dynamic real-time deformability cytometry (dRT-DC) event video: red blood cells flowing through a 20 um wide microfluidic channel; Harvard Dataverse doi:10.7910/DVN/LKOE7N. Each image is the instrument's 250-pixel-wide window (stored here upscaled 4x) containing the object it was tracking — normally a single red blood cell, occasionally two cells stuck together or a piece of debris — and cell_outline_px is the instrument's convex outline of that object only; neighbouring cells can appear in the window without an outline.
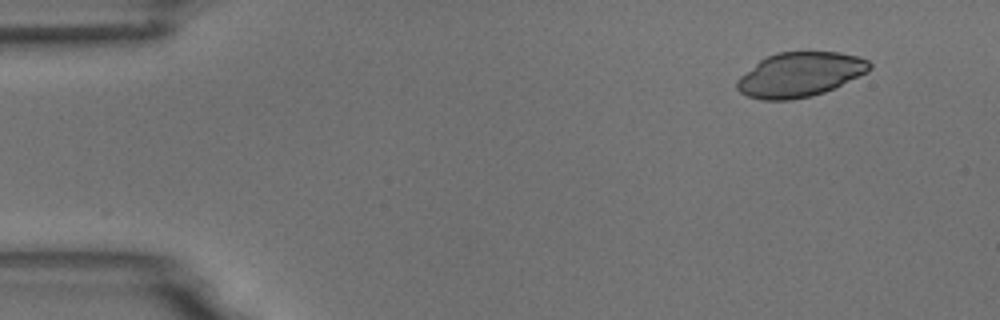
{"species": "common noctule bat (a hibernating species)", "species_latin": "Nyctalus noctula", "temperature_condition": "room temperature", "stored_images_in_passage": 2, "camera_frame_rate_fps": 3000, "um_per_image_px": 0.085, "animal": {"sex": "male", "body_mass_g": 18.8}, "frame": {"image": 1, "passage_image": 2, "time_ms": 1.333, "image_size_px": [1000, 320], "cell_outline_px": [[872, 68], [868, 72], [824, 92], [812, 96], [792, 100], [760, 100], [748, 96], [740, 92], [736, 88], [736, 80], [740, 76], [760, 60], [776, 52], [840, 52], [856, 56], [868, 60], [872, 64]], "centroid_in_image_um": [67.98, 6.34], "position_along_channel_um": 17.0, "area_um2": 34.39}}